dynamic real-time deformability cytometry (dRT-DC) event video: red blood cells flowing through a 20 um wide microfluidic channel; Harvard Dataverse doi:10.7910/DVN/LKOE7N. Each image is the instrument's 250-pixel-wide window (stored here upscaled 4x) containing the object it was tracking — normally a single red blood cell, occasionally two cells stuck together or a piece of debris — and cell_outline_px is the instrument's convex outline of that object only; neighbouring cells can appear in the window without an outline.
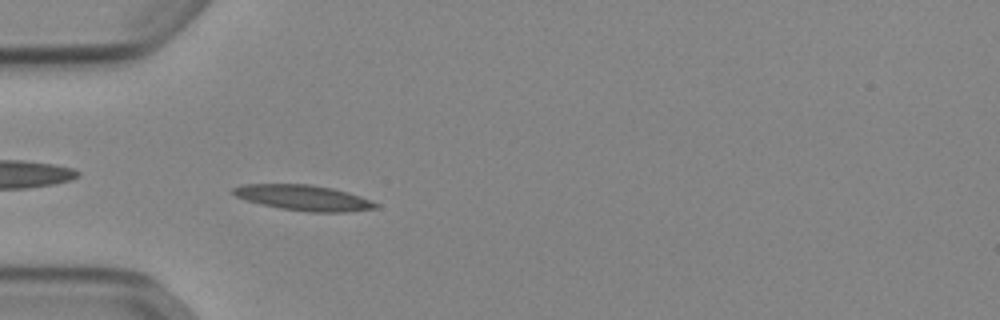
{"species": "Egyptian fruit bat (a non-hibernating species)", "species_latin": "Rousettus aegyptiacus", "temperature_condition": "cold", "stored_images_in_passage": 47, "camera_frame_rate_fps": 3000, "um_per_image_px": 0.085, "animal": {"sex": "female"}, "frame": {"image": 1, "passage_image": 11, "time_ms": 3.333, "image_size_px": [1000, 320], "cell_outline_px": [[380, 204], [376, 208], [344, 212], [308, 212], [280, 208], [260, 204], [236, 196], [232, 192], [232, 188], [240, 184], [312, 184], [332, 188], [348, 192], [360, 196]], "centroid_in_image_um": [25.8, 16.8], "position_along_channel_um": 59.2, "area_um2": 21.15}}
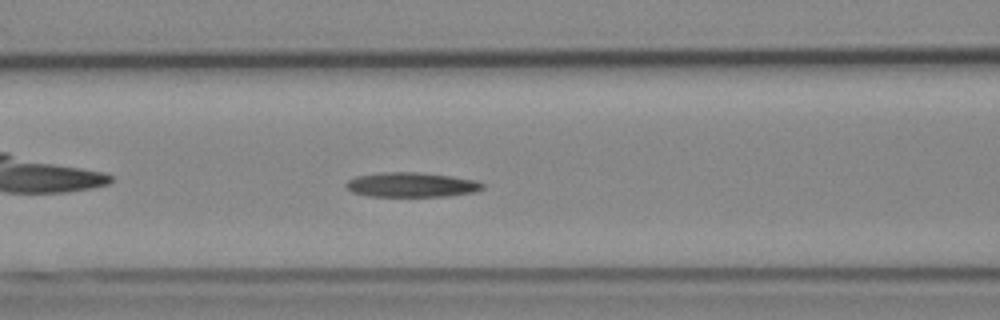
{"frame": {"image": 2, "passage_image": 17, "time_ms": 5.333, "image_size_px": [1000, 320], "cell_outline_px": [[484, 188], [476, 192], [448, 196], [368, 196], [352, 192], [344, 184], [348, 180], [356, 176], [380, 172], [416, 172], [452, 176], [476, 180], [484, 184]], "centroid_in_image_um": [34.99, 15.7], "position_along_channel_um": 131.6, "area_um2": 19.71}}
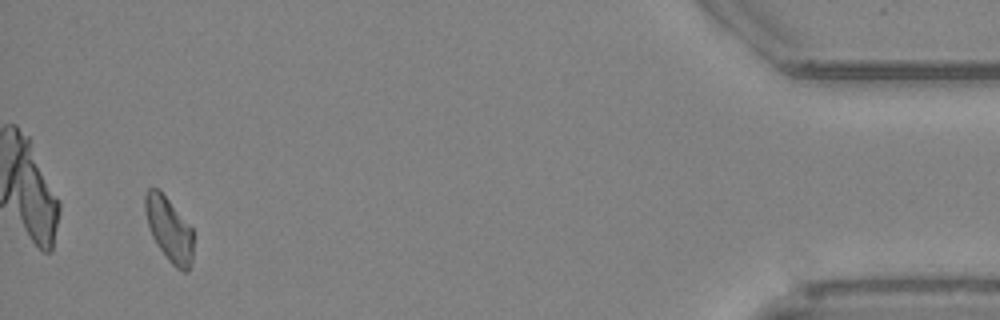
{"frame": {"image": 3, "passage_image": 45, "time_ms": 14.667, "image_size_px": [1000, 320], "cell_outline_px": [[192, 260], [188, 272], [184, 272], [176, 268], [168, 260], [156, 244], [152, 236], [144, 212], [144, 192], [148, 188], [160, 188], [192, 228]], "centroid_in_image_um": [14.35, 19.45], "position_along_channel_um": 420.9, "area_um2": 18.26}}